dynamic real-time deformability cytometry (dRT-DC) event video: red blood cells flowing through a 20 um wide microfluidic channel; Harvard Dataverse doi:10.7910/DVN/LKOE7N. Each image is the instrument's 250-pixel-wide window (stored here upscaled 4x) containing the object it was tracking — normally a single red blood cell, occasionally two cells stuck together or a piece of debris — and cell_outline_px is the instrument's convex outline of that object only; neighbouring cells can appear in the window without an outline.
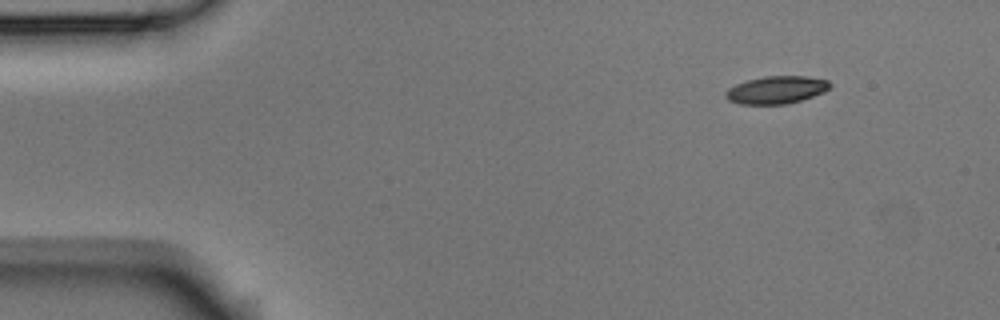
{"species": "Egyptian fruit bat (a non-hibernating species)", "species_latin": "Rousettus aegyptiacus", "temperature_condition": "room temperature", "stored_images_in_passage": 4, "camera_frame_rate_fps": 3000, "um_per_image_px": 0.085, "animal": {"sex": "male"}, "frame": {"image": 1, "passage_image": 1, "time_ms": 0.0, "image_size_px": [1000, 320], "cell_outline_px": [[832, 84], [824, 92], [800, 100], [784, 104], [740, 104], [728, 100], [724, 96], [724, 92], [728, 88], [736, 84], [748, 80], [764, 76], [808, 76], [828, 80]], "centroid_in_image_um": [65.97, 7.63], "position_along_channel_um": 19.0, "area_um2": 16.76}}
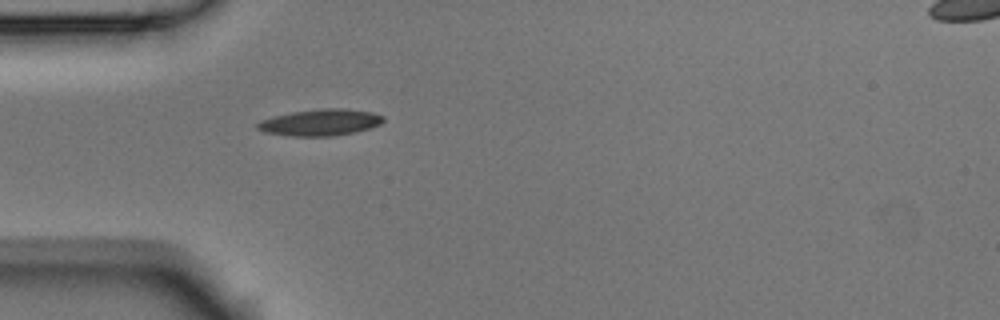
{"frame": {"image": 2, "passage_image": 4, "time_ms": 1.0, "image_size_px": [1000, 320], "cell_outline_px": [[384, 120], [380, 124], [356, 132], [332, 136], [292, 136], [264, 132], [256, 128], [256, 124], [264, 120], [276, 116], [292, 112], [324, 108], [344, 108], [372, 112], [384, 116]], "centroid_in_image_um": [27.26, 10.41], "position_along_channel_um": 57.7, "area_um2": 19.25}}